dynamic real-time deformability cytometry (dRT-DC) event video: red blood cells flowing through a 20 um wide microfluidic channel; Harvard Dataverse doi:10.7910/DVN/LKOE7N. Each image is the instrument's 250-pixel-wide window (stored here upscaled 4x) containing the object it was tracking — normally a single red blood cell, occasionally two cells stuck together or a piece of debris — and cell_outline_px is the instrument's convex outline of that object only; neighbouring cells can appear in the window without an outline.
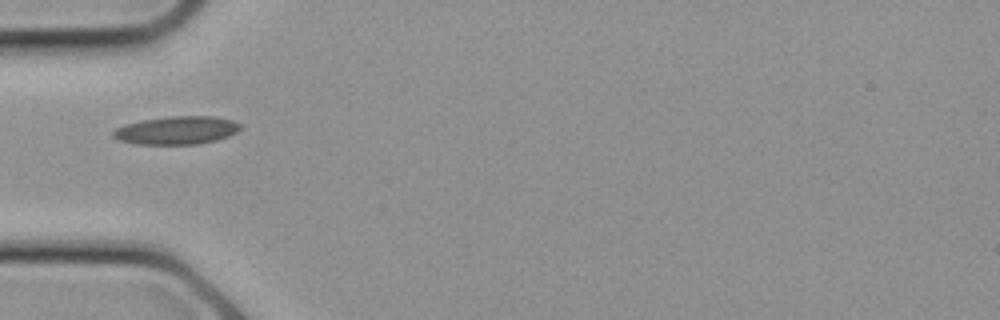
{"species": "common noctule bat (a hibernating species)", "species_latin": "Nyctalus noctula", "temperature_condition": "cold", "stored_images_in_passage": 2, "camera_frame_rate_fps": 3000, "um_per_image_px": 0.085, "animal": {"sex": "female", "body_mass_g": 21.9}, "frame": {"image": 1, "passage_image": 1, "time_ms": 0.0, "image_size_px": [1000, 320], "cell_outline_px": [[240, 128], [236, 132], [228, 136], [216, 140], [200, 144], [136, 144], [120, 140], [112, 136], [112, 132], [116, 128], [124, 124], [144, 120], [172, 116], [216, 116], [232, 120], [240, 124]], "centroid_in_image_um": [15.02, 11.07], "position_along_channel_um": 70.0, "area_um2": 20.75}}